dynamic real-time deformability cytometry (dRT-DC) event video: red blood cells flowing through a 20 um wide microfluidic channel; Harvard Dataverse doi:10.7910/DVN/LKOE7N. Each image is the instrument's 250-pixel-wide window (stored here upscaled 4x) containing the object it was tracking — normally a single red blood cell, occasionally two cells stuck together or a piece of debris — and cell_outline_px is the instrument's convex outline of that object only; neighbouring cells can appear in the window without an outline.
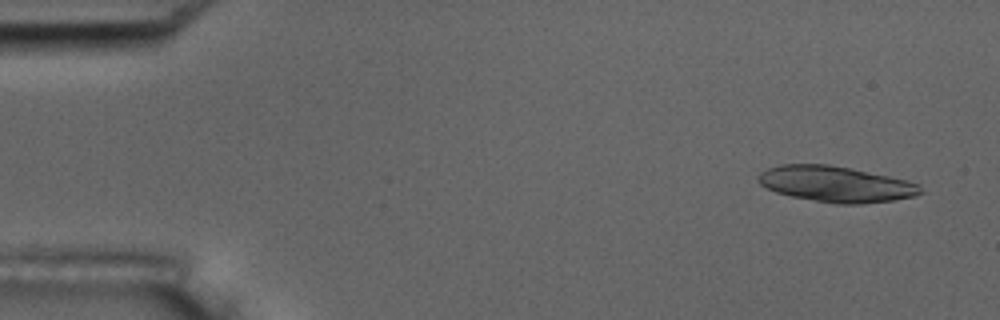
{"species": "common noctule bat (a hibernating species)", "species_latin": "Nyctalus noctula", "temperature_condition": "room temperature", "stored_images_in_passage": 6, "camera_frame_rate_fps": 3000, "um_per_image_px": 0.085, "animal": {"sex": "male", "body_mass_g": 17.5, "forearm_length_mm": 52.3}, "frame": {"image": 1, "passage_image": 1, "time_ms": 0.0, "image_size_px": [1000, 320], "cell_outline_px": [[924, 192], [916, 196], [892, 200], [860, 204], [836, 204], [792, 196], [776, 192], [760, 184], [756, 180], [756, 176], [760, 172], [768, 168], [780, 164], [828, 164], [888, 176], [920, 184]], "centroid_in_image_um": [71.03, 15.65], "position_along_channel_um": 14.0, "area_um2": 33.76}}
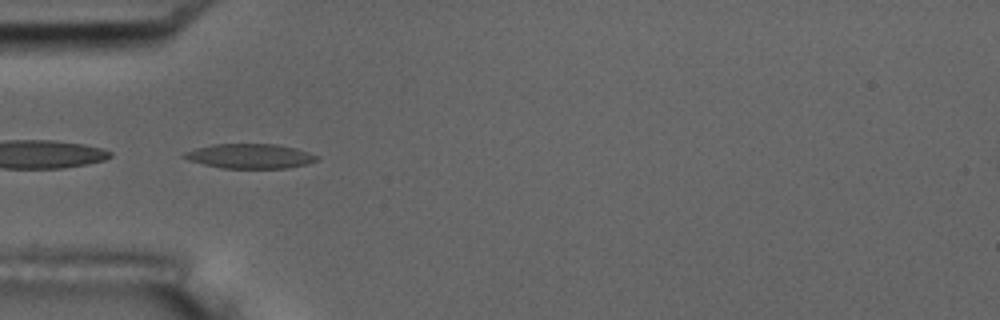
{"frame": {"image": 2, "passage_image": 5, "time_ms": 4.667, "image_size_px": [1000, 320], "cell_outline_px": [[320, 160], [308, 164], [288, 168], [220, 168], [188, 160], [180, 156], [184, 152], [196, 148], [212, 144], [276, 144], [296, 148], [320, 156]], "centroid_in_image_um": [21.27, 13.27], "position_along_channel_um": 63.7, "area_um2": 19.25}}